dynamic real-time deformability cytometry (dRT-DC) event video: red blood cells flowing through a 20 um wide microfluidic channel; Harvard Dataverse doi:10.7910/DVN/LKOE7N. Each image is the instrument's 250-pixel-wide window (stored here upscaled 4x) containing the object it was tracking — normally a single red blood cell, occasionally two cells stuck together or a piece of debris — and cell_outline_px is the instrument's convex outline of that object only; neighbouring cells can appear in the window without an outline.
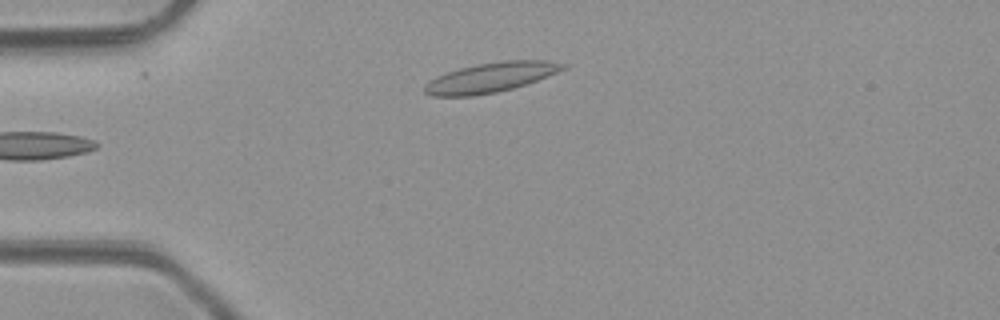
{"species": "common noctule bat (a hibernating species)", "species_latin": "Nyctalus noctula", "temperature_condition": "room temperature", "stored_images_in_passage": 3, "camera_frame_rate_fps": 3000, "um_per_image_px": 0.085, "animal": {"sex": "male", "body_mass_g": 23.1, "forearm_length_mm": 52.7}, "frame": {"image": 1, "passage_image": 3, "time_ms": 2.333, "image_size_px": [1000, 320], "cell_outline_px": [[568, 68], [536, 80], [512, 88], [496, 92], [472, 96], [432, 96], [424, 92], [424, 84], [428, 80], [436, 76], [460, 68], [476, 64], [504, 60], [544, 60], [568, 64]], "centroid_in_image_um": [41.69, 6.57], "position_along_channel_um": 43.3, "area_um2": 23.93}}